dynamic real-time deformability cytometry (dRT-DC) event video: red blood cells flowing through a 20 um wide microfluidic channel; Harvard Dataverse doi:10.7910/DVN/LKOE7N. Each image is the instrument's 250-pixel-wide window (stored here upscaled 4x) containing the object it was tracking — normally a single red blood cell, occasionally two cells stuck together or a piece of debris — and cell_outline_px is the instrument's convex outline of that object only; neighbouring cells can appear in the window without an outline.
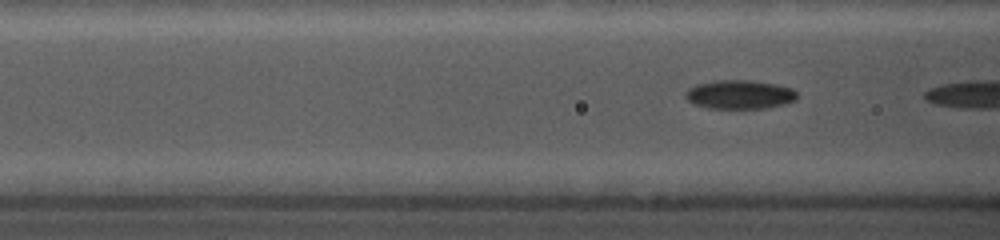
{"species": "common noctule bat (a hibernating species)", "species_latin": "Nyctalus noctula", "temperature_condition": "cold", "stored_images_in_passage": 5, "camera_frame_rate_fps": 5000, "um_per_image_px": 0.085, "animal": {"sex": "female", "body_mass_g": 19.0, "forearm_length_mm": 56.7}, "frame": {"image": 1, "passage_image": 4, "time_ms": 0.8, "image_size_px": [1000, 240], "cell_outline_px": [[796, 100], [784, 104], [764, 108], [708, 108], [696, 104], [688, 100], [684, 96], [684, 92], [688, 88], [696, 84], [712, 80], [748, 80], [776, 84], [792, 88], [796, 92]], "centroid_in_image_um": [62.84, 8.02], "position_along_channel_um": 103.8, "area_um2": 18.79}}